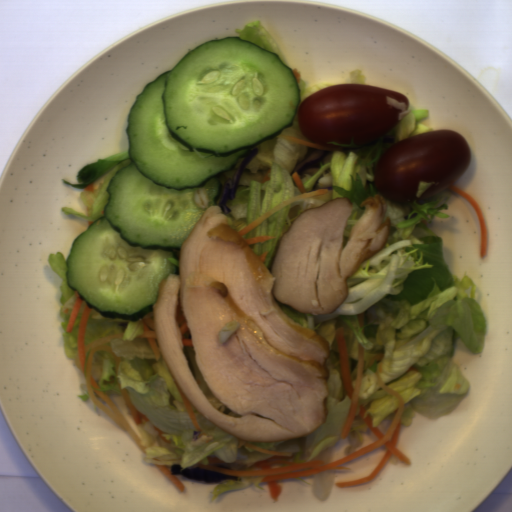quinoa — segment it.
<instances>
[{
	"label": "quinoa",
	"mask_w": 512,
	"mask_h": 512,
	"mask_svg": "<svg viewBox=\"0 0 512 512\" xmlns=\"http://www.w3.org/2000/svg\"><path fill=\"white\" fill-rule=\"evenodd\" d=\"M241 323L236 321L227 322L218 332L220 343H225L239 328Z\"/></svg>",
	"instance_id": "d39296ef"
},
{
	"label": "quinoa",
	"mask_w": 512,
	"mask_h": 512,
	"mask_svg": "<svg viewBox=\"0 0 512 512\" xmlns=\"http://www.w3.org/2000/svg\"><path fill=\"white\" fill-rule=\"evenodd\" d=\"M193 200L197 207L201 210H205L210 207L209 195L207 190L203 188H198L193 191Z\"/></svg>",
	"instance_id": "754e4f59"
},
{
	"label": "quinoa",
	"mask_w": 512,
	"mask_h": 512,
	"mask_svg": "<svg viewBox=\"0 0 512 512\" xmlns=\"http://www.w3.org/2000/svg\"><path fill=\"white\" fill-rule=\"evenodd\" d=\"M348 440V447L343 451L345 455H349L351 453H354L357 451L358 446L362 445L361 440L355 432H350L349 435L346 437Z\"/></svg>",
	"instance_id": "e98c37e4"
}]
</instances>
